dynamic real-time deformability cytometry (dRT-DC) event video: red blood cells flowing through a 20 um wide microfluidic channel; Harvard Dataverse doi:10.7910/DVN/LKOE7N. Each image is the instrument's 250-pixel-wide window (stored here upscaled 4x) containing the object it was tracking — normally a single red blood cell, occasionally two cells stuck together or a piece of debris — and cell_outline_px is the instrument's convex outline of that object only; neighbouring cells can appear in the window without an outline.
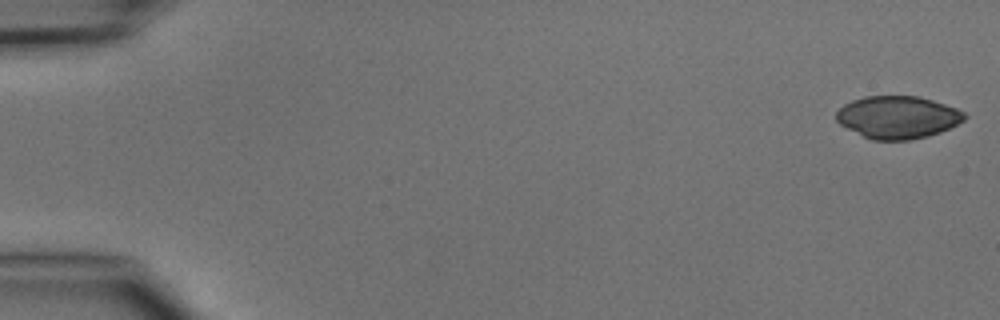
{"species": "common noctule bat (a hibernating species)", "species_latin": "Nyctalus noctula", "temperature_condition": "cold", "stored_images_in_passage": 6, "camera_frame_rate_fps": 3000, "um_per_image_px": 0.085, "animal": {"sex": "male", "body_mass_g": 15.6}, "frame": {"image": 1, "passage_image": 1, "time_ms": 0.0, "image_size_px": [1000, 320], "cell_outline_px": [[968, 116], [964, 120], [940, 132], [928, 136], [908, 140], [872, 140], [840, 124], [836, 120], [836, 112], [844, 104], [852, 100], [864, 96], [920, 96], [956, 108], [964, 112]], "centroid_in_image_um": [76.3, 9.96], "position_along_channel_um": 8.7, "area_um2": 31.62}}